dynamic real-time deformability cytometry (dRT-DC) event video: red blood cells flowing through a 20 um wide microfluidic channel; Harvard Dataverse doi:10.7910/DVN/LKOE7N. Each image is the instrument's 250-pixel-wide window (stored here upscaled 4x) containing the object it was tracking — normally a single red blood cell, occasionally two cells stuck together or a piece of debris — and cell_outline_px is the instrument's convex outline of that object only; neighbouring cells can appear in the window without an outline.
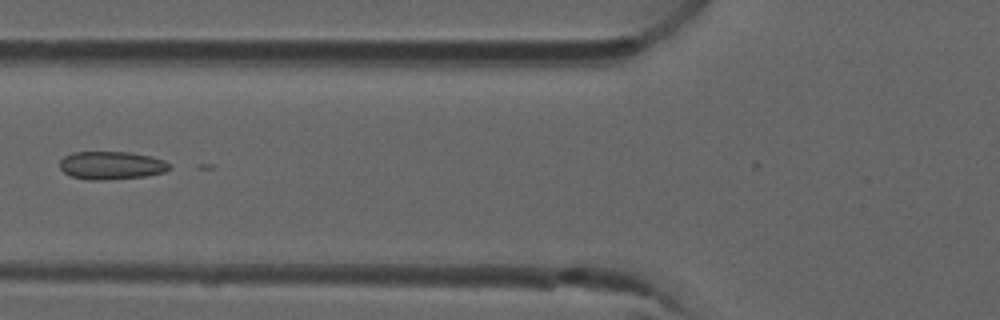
{"species": "common noctule bat (a hibernating species)", "species_latin": "Nyctalus noctula", "temperature_condition": "room temperature", "stored_images_in_passage": 8, "camera_frame_rate_fps": 3000, "um_per_image_px": 0.085, "animal": {"sex": "male", "forearm_length_mm": 52.5}, "frame": {"image": 1, "passage_image": 6, "time_ms": 1.667, "image_size_px": [1000, 320], "cell_outline_px": [[172, 168], [164, 172], [144, 176], [104, 180], [88, 180], [72, 176], [64, 172], [60, 168], [60, 160], [64, 156], [72, 152], [128, 152], [152, 156], [164, 160]], "centroid_in_image_um": [9.46, 14.05], "position_along_channel_um": 116.3, "area_um2": 17.92}}